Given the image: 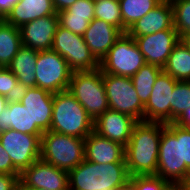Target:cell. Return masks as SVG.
I'll use <instances>...</instances> for the list:
<instances>
[{"label":"cell","mask_w":190,"mask_h":190,"mask_svg":"<svg viewBox=\"0 0 190 190\" xmlns=\"http://www.w3.org/2000/svg\"><path fill=\"white\" fill-rule=\"evenodd\" d=\"M174 188L176 190H189L185 185H176Z\"/></svg>","instance_id":"60d3db41"},{"label":"cell","mask_w":190,"mask_h":190,"mask_svg":"<svg viewBox=\"0 0 190 190\" xmlns=\"http://www.w3.org/2000/svg\"><path fill=\"white\" fill-rule=\"evenodd\" d=\"M72 71L67 61L52 50L38 51L36 86L51 93L68 90Z\"/></svg>","instance_id":"30bf717a"},{"label":"cell","mask_w":190,"mask_h":190,"mask_svg":"<svg viewBox=\"0 0 190 190\" xmlns=\"http://www.w3.org/2000/svg\"><path fill=\"white\" fill-rule=\"evenodd\" d=\"M173 7V26L180 38L190 35V0H170Z\"/></svg>","instance_id":"4dcf8cb0"},{"label":"cell","mask_w":190,"mask_h":190,"mask_svg":"<svg viewBox=\"0 0 190 190\" xmlns=\"http://www.w3.org/2000/svg\"><path fill=\"white\" fill-rule=\"evenodd\" d=\"M174 186L156 175L131 176L126 190H171Z\"/></svg>","instance_id":"1f68e13d"},{"label":"cell","mask_w":190,"mask_h":190,"mask_svg":"<svg viewBox=\"0 0 190 190\" xmlns=\"http://www.w3.org/2000/svg\"><path fill=\"white\" fill-rule=\"evenodd\" d=\"M146 64L133 37L123 33L99 63L102 73L132 77Z\"/></svg>","instance_id":"52a82bcc"},{"label":"cell","mask_w":190,"mask_h":190,"mask_svg":"<svg viewBox=\"0 0 190 190\" xmlns=\"http://www.w3.org/2000/svg\"><path fill=\"white\" fill-rule=\"evenodd\" d=\"M20 0H0V14L5 18Z\"/></svg>","instance_id":"d590c367"},{"label":"cell","mask_w":190,"mask_h":190,"mask_svg":"<svg viewBox=\"0 0 190 190\" xmlns=\"http://www.w3.org/2000/svg\"><path fill=\"white\" fill-rule=\"evenodd\" d=\"M41 136L8 129L0 133V142L13 165L22 172L40 159Z\"/></svg>","instance_id":"8fae6325"},{"label":"cell","mask_w":190,"mask_h":190,"mask_svg":"<svg viewBox=\"0 0 190 190\" xmlns=\"http://www.w3.org/2000/svg\"><path fill=\"white\" fill-rule=\"evenodd\" d=\"M103 83L109 109L144 121V105L141 103L131 77L103 73Z\"/></svg>","instance_id":"ba28073f"},{"label":"cell","mask_w":190,"mask_h":190,"mask_svg":"<svg viewBox=\"0 0 190 190\" xmlns=\"http://www.w3.org/2000/svg\"><path fill=\"white\" fill-rule=\"evenodd\" d=\"M177 81L163 71L158 75L144 105L145 122L171 123V98Z\"/></svg>","instance_id":"5bb4252c"},{"label":"cell","mask_w":190,"mask_h":190,"mask_svg":"<svg viewBox=\"0 0 190 190\" xmlns=\"http://www.w3.org/2000/svg\"><path fill=\"white\" fill-rule=\"evenodd\" d=\"M161 122H137L125 146V162L129 176L156 175L159 145L162 130Z\"/></svg>","instance_id":"7a4b0ae2"},{"label":"cell","mask_w":190,"mask_h":190,"mask_svg":"<svg viewBox=\"0 0 190 190\" xmlns=\"http://www.w3.org/2000/svg\"><path fill=\"white\" fill-rule=\"evenodd\" d=\"M22 46L20 29L5 21L0 22V66L8 67Z\"/></svg>","instance_id":"484cf974"},{"label":"cell","mask_w":190,"mask_h":190,"mask_svg":"<svg viewBox=\"0 0 190 190\" xmlns=\"http://www.w3.org/2000/svg\"><path fill=\"white\" fill-rule=\"evenodd\" d=\"M20 91L16 76L7 67H2L0 70V95L14 99L18 97Z\"/></svg>","instance_id":"d6a6232c"},{"label":"cell","mask_w":190,"mask_h":190,"mask_svg":"<svg viewBox=\"0 0 190 190\" xmlns=\"http://www.w3.org/2000/svg\"><path fill=\"white\" fill-rule=\"evenodd\" d=\"M4 21V17L0 14V22Z\"/></svg>","instance_id":"7bdbcfd3"},{"label":"cell","mask_w":190,"mask_h":190,"mask_svg":"<svg viewBox=\"0 0 190 190\" xmlns=\"http://www.w3.org/2000/svg\"><path fill=\"white\" fill-rule=\"evenodd\" d=\"M162 71V67L158 65L145 64L131 77L135 90L143 105L147 103L155 80Z\"/></svg>","instance_id":"83f0119b"},{"label":"cell","mask_w":190,"mask_h":190,"mask_svg":"<svg viewBox=\"0 0 190 190\" xmlns=\"http://www.w3.org/2000/svg\"><path fill=\"white\" fill-rule=\"evenodd\" d=\"M93 120L68 91L54 93L50 131L85 139L93 132Z\"/></svg>","instance_id":"277c9868"},{"label":"cell","mask_w":190,"mask_h":190,"mask_svg":"<svg viewBox=\"0 0 190 190\" xmlns=\"http://www.w3.org/2000/svg\"><path fill=\"white\" fill-rule=\"evenodd\" d=\"M143 54L146 64H155L163 68L174 46L180 41L175 29L158 31L157 33L133 37Z\"/></svg>","instance_id":"9a60e30c"},{"label":"cell","mask_w":190,"mask_h":190,"mask_svg":"<svg viewBox=\"0 0 190 190\" xmlns=\"http://www.w3.org/2000/svg\"><path fill=\"white\" fill-rule=\"evenodd\" d=\"M190 107V81H177L171 98V122H175Z\"/></svg>","instance_id":"f546056e"},{"label":"cell","mask_w":190,"mask_h":190,"mask_svg":"<svg viewBox=\"0 0 190 190\" xmlns=\"http://www.w3.org/2000/svg\"><path fill=\"white\" fill-rule=\"evenodd\" d=\"M9 99L0 95V113L5 109L8 104Z\"/></svg>","instance_id":"f35d334b"},{"label":"cell","mask_w":190,"mask_h":190,"mask_svg":"<svg viewBox=\"0 0 190 190\" xmlns=\"http://www.w3.org/2000/svg\"><path fill=\"white\" fill-rule=\"evenodd\" d=\"M85 159L99 164L125 162V147L93 131L85 138Z\"/></svg>","instance_id":"ffe728a7"},{"label":"cell","mask_w":190,"mask_h":190,"mask_svg":"<svg viewBox=\"0 0 190 190\" xmlns=\"http://www.w3.org/2000/svg\"><path fill=\"white\" fill-rule=\"evenodd\" d=\"M137 121L126 114L108 109L93 124V131L99 136L126 146Z\"/></svg>","instance_id":"2e32d148"},{"label":"cell","mask_w":190,"mask_h":190,"mask_svg":"<svg viewBox=\"0 0 190 190\" xmlns=\"http://www.w3.org/2000/svg\"><path fill=\"white\" fill-rule=\"evenodd\" d=\"M50 15H58L52 0H20L4 18V21L20 28L35 19Z\"/></svg>","instance_id":"44dd1931"},{"label":"cell","mask_w":190,"mask_h":190,"mask_svg":"<svg viewBox=\"0 0 190 190\" xmlns=\"http://www.w3.org/2000/svg\"><path fill=\"white\" fill-rule=\"evenodd\" d=\"M94 16L104 20L122 31V17L119 0L95 1Z\"/></svg>","instance_id":"f1b7e54d"},{"label":"cell","mask_w":190,"mask_h":190,"mask_svg":"<svg viewBox=\"0 0 190 190\" xmlns=\"http://www.w3.org/2000/svg\"><path fill=\"white\" fill-rule=\"evenodd\" d=\"M94 6V0H77L67 10L57 13L59 25L83 36L89 23L95 18Z\"/></svg>","instance_id":"7402d4cb"},{"label":"cell","mask_w":190,"mask_h":190,"mask_svg":"<svg viewBox=\"0 0 190 190\" xmlns=\"http://www.w3.org/2000/svg\"><path fill=\"white\" fill-rule=\"evenodd\" d=\"M58 25V15L41 17L22 25L19 28L22 45L37 51L51 50Z\"/></svg>","instance_id":"e0dca14e"},{"label":"cell","mask_w":190,"mask_h":190,"mask_svg":"<svg viewBox=\"0 0 190 190\" xmlns=\"http://www.w3.org/2000/svg\"><path fill=\"white\" fill-rule=\"evenodd\" d=\"M19 177L0 173V190H20Z\"/></svg>","instance_id":"e575fe53"},{"label":"cell","mask_w":190,"mask_h":190,"mask_svg":"<svg viewBox=\"0 0 190 190\" xmlns=\"http://www.w3.org/2000/svg\"><path fill=\"white\" fill-rule=\"evenodd\" d=\"M156 176L173 186L184 185L190 176V128L174 122L162 130Z\"/></svg>","instance_id":"6da1fadb"},{"label":"cell","mask_w":190,"mask_h":190,"mask_svg":"<svg viewBox=\"0 0 190 190\" xmlns=\"http://www.w3.org/2000/svg\"><path fill=\"white\" fill-rule=\"evenodd\" d=\"M126 162L99 164L84 159L68 172L69 190H126Z\"/></svg>","instance_id":"3957f363"},{"label":"cell","mask_w":190,"mask_h":190,"mask_svg":"<svg viewBox=\"0 0 190 190\" xmlns=\"http://www.w3.org/2000/svg\"><path fill=\"white\" fill-rule=\"evenodd\" d=\"M180 40L186 45V47L188 48L190 52V35L180 38Z\"/></svg>","instance_id":"ab89813d"},{"label":"cell","mask_w":190,"mask_h":190,"mask_svg":"<svg viewBox=\"0 0 190 190\" xmlns=\"http://www.w3.org/2000/svg\"><path fill=\"white\" fill-rule=\"evenodd\" d=\"M168 29H175L173 26V7L170 0H162L149 13L137 20L126 33L130 37H140Z\"/></svg>","instance_id":"d6986e66"},{"label":"cell","mask_w":190,"mask_h":190,"mask_svg":"<svg viewBox=\"0 0 190 190\" xmlns=\"http://www.w3.org/2000/svg\"><path fill=\"white\" fill-rule=\"evenodd\" d=\"M182 127L190 128V107L174 122Z\"/></svg>","instance_id":"74e56055"},{"label":"cell","mask_w":190,"mask_h":190,"mask_svg":"<svg viewBox=\"0 0 190 190\" xmlns=\"http://www.w3.org/2000/svg\"><path fill=\"white\" fill-rule=\"evenodd\" d=\"M68 91L85 108L93 122L109 109L100 68L72 72Z\"/></svg>","instance_id":"8992f818"},{"label":"cell","mask_w":190,"mask_h":190,"mask_svg":"<svg viewBox=\"0 0 190 190\" xmlns=\"http://www.w3.org/2000/svg\"><path fill=\"white\" fill-rule=\"evenodd\" d=\"M162 0H119L121 17H122V32L127 30L149 11L155 8Z\"/></svg>","instance_id":"4316f807"},{"label":"cell","mask_w":190,"mask_h":190,"mask_svg":"<svg viewBox=\"0 0 190 190\" xmlns=\"http://www.w3.org/2000/svg\"><path fill=\"white\" fill-rule=\"evenodd\" d=\"M34 190H47V189H42V188H39V189H34Z\"/></svg>","instance_id":"ee69618b"},{"label":"cell","mask_w":190,"mask_h":190,"mask_svg":"<svg viewBox=\"0 0 190 190\" xmlns=\"http://www.w3.org/2000/svg\"><path fill=\"white\" fill-rule=\"evenodd\" d=\"M0 173L9 175H20V171L13 165L10 156L4 151L0 142Z\"/></svg>","instance_id":"836d02e7"},{"label":"cell","mask_w":190,"mask_h":190,"mask_svg":"<svg viewBox=\"0 0 190 190\" xmlns=\"http://www.w3.org/2000/svg\"><path fill=\"white\" fill-rule=\"evenodd\" d=\"M163 72L178 81H190V52L180 40L171 51Z\"/></svg>","instance_id":"d4e9b609"},{"label":"cell","mask_w":190,"mask_h":190,"mask_svg":"<svg viewBox=\"0 0 190 190\" xmlns=\"http://www.w3.org/2000/svg\"><path fill=\"white\" fill-rule=\"evenodd\" d=\"M123 32L114 25L94 18L83 35L90 52L100 63Z\"/></svg>","instance_id":"ac0fdd59"},{"label":"cell","mask_w":190,"mask_h":190,"mask_svg":"<svg viewBox=\"0 0 190 190\" xmlns=\"http://www.w3.org/2000/svg\"><path fill=\"white\" fill-rule=\"evenodd\" d=\"M184 185L190 190V176Z\"/></svg>","instance_id":"b9f144b4"},{"label":"cell","mask_w":190,"mask_h":190,"mask_svg":"<svg viewBox=\"0 0 190 190\" xmlns=\"http://www.w3.org/2000/svg\"><path fill=\"white\" fill-rule=\"evenodd\" d=\"M37 58V50L22 45L7 67L16 76L21 90L36 86Z\"/></svg>","instance_id":"603a6c76"},{"label":"cell","mask_w":190,"mask_h":190,"mask_svg":"<svg viewBox=\"0 0 190 190\" xmlns=\"http://www.w3.org/2000/svg\"><path fill=\"white\" fill-rule=\"evenodd\" d=\"M20 190H69L68 172L41 159L20 173Z\"/></svg>","instance_id":"7c38bea8"},{"label":"cell","mask_w":190,"mask_h":190,"mask_svg":"<svg viewBox=\"0 0 190 190\" xmlns=\"http://www.w3.org/2000/svg\"><path fill=\"white\" fill-rule=\"evenodd\" d=\"M77 0H52L54 9L57 13L67 10Z\"/></svg>","instance_id":"8d00e7d4"},{"label":"cell","mask_w":190,"mask_h":190,"mask_svg":"<svg viewBox=\"0 0 190 190\" xmlns=\"http://www.w3.org/2000/svg\"><path fill=\"white\" fill-rule=\"evenodd\" d=\"M13 129L31 134V114L17 99H9L7 106L0 113V133Z\"/></svg>","instance_id":"cb8c5ba5"},{"label":"cell","mask_w":190,"mask_h":190,"mask_svg":"<svg viewBox=\"0 0 190 190\" xmlns=\"http://www.w3.org/2000/svg\"><path fill=\"white\" fill-rule=\"evenodd\" d=\"M62 56L72 72L99 68V62L90 52L82 35L75 34L58 25L51 47Z\"/></svg>","instance_id":"9c48e42d"},{"label":"cell","mask_w":190,"mask_h":190,"mask_svg":"<svg viewBox=\"0 0 190 190\" xmlns=\"http://www.w3.org/2000/svg\"><path fill=\"white\" fill-rule=\"evenodd\" d=\"M54 94L35 87L22 89L17 99L31 114V134L43 135L50 131Z\"/></svg>","instance_id":"4fadbf2b"},{"label":"cell","mask_w":190,"mask_h":190,"mask_svg":"<svg viewBox=\"0 0 190 190\" xmlns=\"http://www.w3.org/2000/svg\"><path fill=\"white\" fill-rule=\"evenodd\" d=\"M40 159L69 172L85 159V139L46 131L41 136Z\"/></svg>","instance_id":"5b68a950"}]
</instances>
